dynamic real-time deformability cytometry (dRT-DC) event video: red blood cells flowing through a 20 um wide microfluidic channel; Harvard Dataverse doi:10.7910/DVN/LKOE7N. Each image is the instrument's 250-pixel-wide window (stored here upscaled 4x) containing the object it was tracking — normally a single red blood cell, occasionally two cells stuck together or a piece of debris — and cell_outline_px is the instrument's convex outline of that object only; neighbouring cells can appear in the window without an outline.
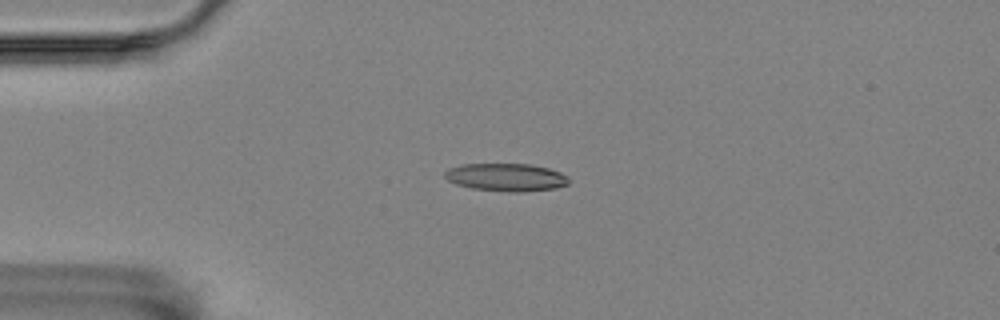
{"species": "Egyptian fruit bat (a non-hibernating species)", "species_latin": "Rousettus aegyptiacus", "temperature_condition": "room temperature", "stored_images_in_passage": 2, "camera_frame_rate_fps": 3000, "um_per_image_px": 0.085, "animal": {"sex": "female"}, "frame": {"image": 1, "passage_image": 1, "time_ms": 0.0, "image_size_px": [1000, 320], "cell_outline_px": [[568, 184], [556, 188], [524, 192], [508, 192], [472, 188], [456, 184], [448, 180], [444, 176], [444, 172], [448, 168], [464, 164], [528, 164], [548, 168], [560, 172], [568, 176]], "centroid_in_image_um": [43.02, 15.07], "position_along_channel_um": 42.0, "area_um2": 20.11}}